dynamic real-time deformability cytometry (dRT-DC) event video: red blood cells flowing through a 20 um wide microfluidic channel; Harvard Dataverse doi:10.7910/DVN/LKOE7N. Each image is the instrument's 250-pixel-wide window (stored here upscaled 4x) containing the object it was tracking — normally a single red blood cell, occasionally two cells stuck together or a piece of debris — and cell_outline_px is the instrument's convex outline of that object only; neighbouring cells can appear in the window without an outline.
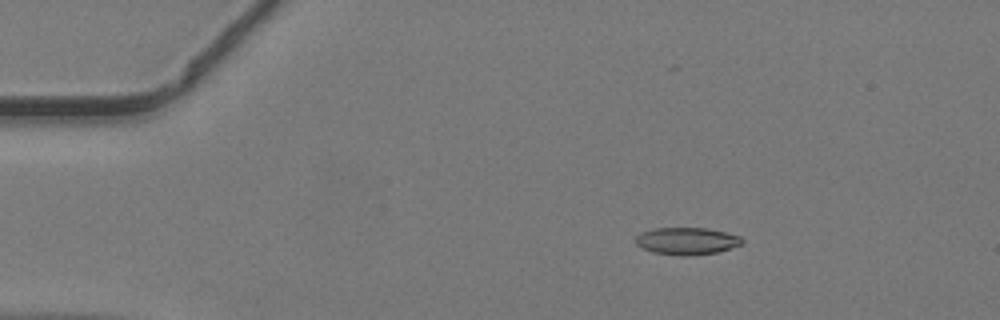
{"species": "common noctule bat (a hibernating species)", "species_latin": "Nyctalus noctula", "temperature_condition": "warm", "stored_images_in_passage": 41, "camera_frame_rate_fps": 3000, "um_per_image_px": 0.085, "animal": {"sex": "male", "body_mass_g": 19.2, "forearm_length_mm": 51.8}, "frame": {"image": 1, "passage_image": 1, "time_ms": 0.0, "image_size_px": [1000, 320], "cell_outline_px": [[744, 240], [740, 244], [716, 252], [684, 256], [680, 256], [652, 252], [636, 244], [636, 236], [640, 232], [656, 228], [708, 228], [740, 236]], "centroid_in_image_um": [58.34, 20.48], "position_along_channel_um": 26.7, "area_um2": 16.65}}
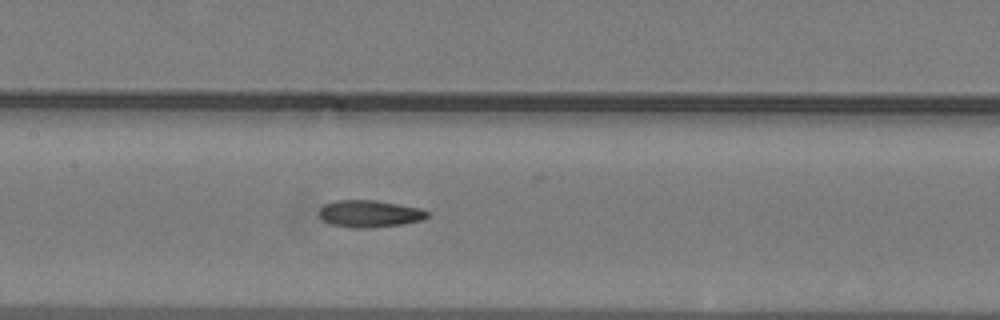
{"frame": {"image": 2, "passage_image": 16, "time_ms": 5.0, "image_size_px": [1000, 320], "cell_outline_px": [[428, 216], [420, 220], [400, 224], [372, 228], [352, 228], [328, 224], [320, 220], [320, 208], [324, 204], [336, 200], [376, 200], [420, 208], [428, 212]], "centroid_in_image_um": [31.35, 18.17], "position_along_channel_um": 176.1, "area_um2": 17.11}}
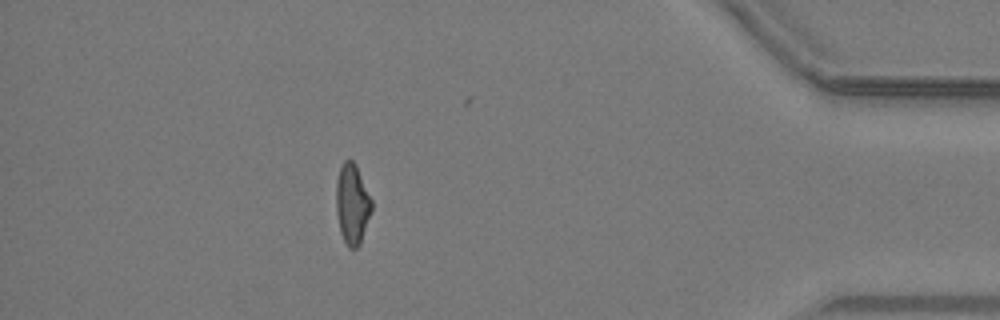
{"frame": {"image": 3, "passage_image": 35, "time_ms": 11.333, "image_size_px": [1000, 320], "cell_outline_px": [[372, 212], [360, 244], [356, 248], [348, 248], [340, 232], [336, 212], [336, 180], [340, 164], [344, 160], [352, 160], [356, 164], [372, 200]], "centroid_in_image_um": [29.93, 17.33], "position_along_channel_um": 405.3, "area_um2": 16.88}}